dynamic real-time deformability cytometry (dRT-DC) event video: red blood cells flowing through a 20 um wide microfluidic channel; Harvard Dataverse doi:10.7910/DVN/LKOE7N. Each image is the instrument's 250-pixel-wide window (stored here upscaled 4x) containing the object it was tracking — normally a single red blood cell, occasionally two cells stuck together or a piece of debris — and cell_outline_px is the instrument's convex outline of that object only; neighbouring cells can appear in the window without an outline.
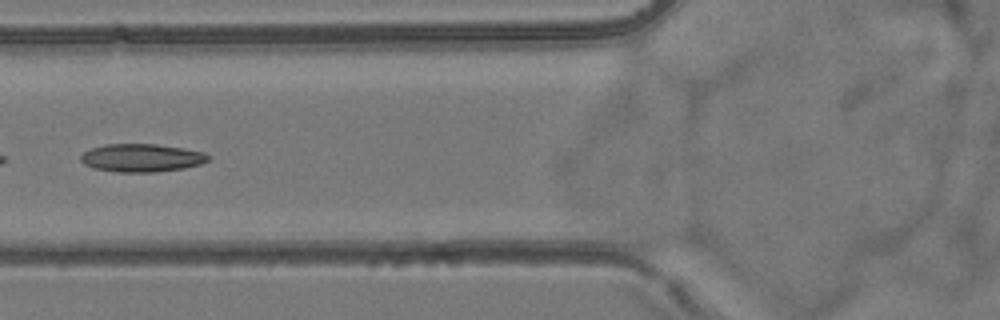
{"species": "common noctule bat (a hibernating species)", "species_latin": "Nyctalus noctula", "temperature_condition": "room temperature", "stored_images_in_passage": 6, "camera_frame_rate_fps": 3000, "um_per_image_px": 0.085, "animal": {"sex": "female", "body_mass_g": 24.6, "forearm_length_mm": 56.2}, "frame": {"image": 1, "passage_image": 6, "time_ms": 6.667, "image_size_px": [1000, 320], "cell_outline_px": [[208, 160], [200, 164], [184, 168], [156, 172], [116, 172], [96, 168], [84, 164], [80, 160], [80, 156], [84, 152], [92, 148], [104, 144], [156, 144], [184, 148], [204, 152], [208, 156]], "centroid_in_image_um": [12.03, 13.41], "position_along_channel_um": 113.8, "area_um2": 20.75}}